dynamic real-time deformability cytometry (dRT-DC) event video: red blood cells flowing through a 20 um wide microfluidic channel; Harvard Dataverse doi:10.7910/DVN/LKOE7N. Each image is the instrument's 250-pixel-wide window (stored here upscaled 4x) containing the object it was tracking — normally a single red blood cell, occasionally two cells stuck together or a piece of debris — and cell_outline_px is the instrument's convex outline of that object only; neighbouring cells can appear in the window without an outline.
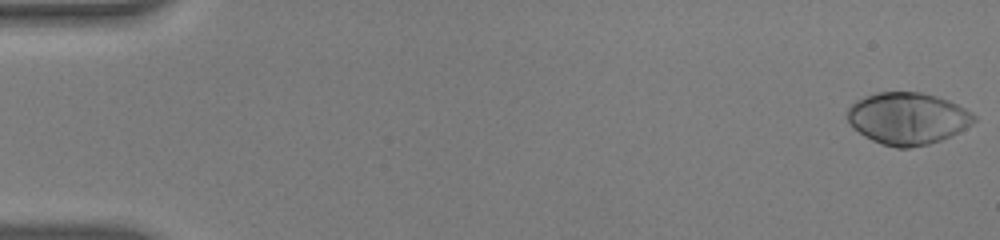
{"species": "human", "species_latin": "Homo sapiens", "temperature_condition": "warm", "stored_images_in_passage": 54, "camera_frame_rate_fps": 3000, "um_per_image_px": 0.085, "donor": {"sex": "male"}, "frame": {"image": 1, "passage_image": 1, "time_ms": 0.0, "image_size_px": [1000, 240], "cell_outline_px": [[976, 120], [972, 124], [952, 136], [928, 144], [908, 148], [896, 148], [872, 140], [864, 136], [852, 128], [848, 120], [848, 108], [856, 100], [876, 92], [920, 92], [936, 96], [948, 100], [972, 112], [976, 116]], "centroid_in_image_um": [77.15, 10.07], "position_along_channel_um": 7.9, "area_um2": 38.32}}
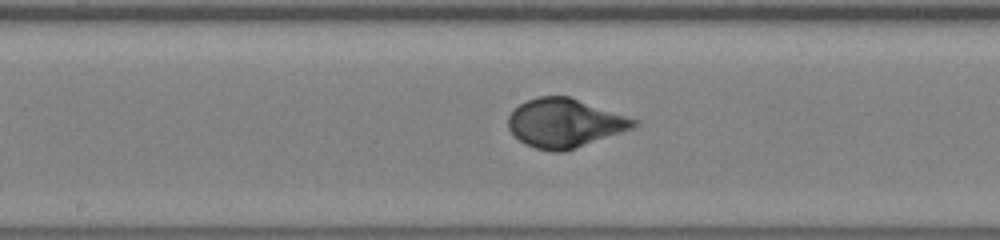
{"frame": {"image": 2, "passage_image": 29, "time_ms": 9.333, "image_size_px": [1000, 240], "cell_outline_px": [[640, 124], [632, 128], [564, 152], [552, 152], [536, 148], [524, 144], [508, 128], [508, 116], [520, 104], [528, 100], [540, 96], [568, 96], [640, 120]], "centroid_in_image_um": [48.01, 10.46], "position_along_channel_um": 200.2, "area_um2": 35.43}}
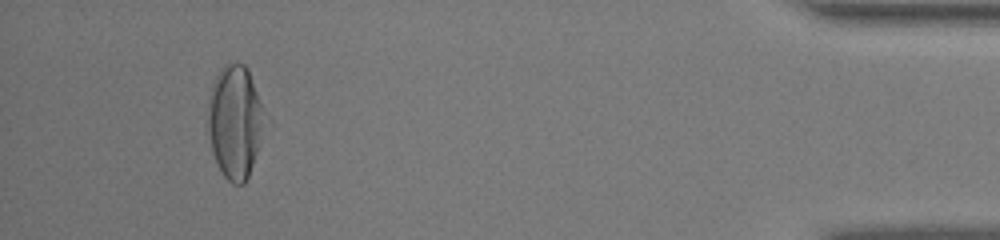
{"frame": {"image": 3, "passage_image": 51, "time_ms": 16.667, "image_size_px": [1000, 240], "cell_outline_px": [[272, 124], [248, 176], [244, 184], [232, 184], [224, 176], [212, 152], [208, 128], [208, 100], [212, 84], [216, 76], [224, 64], [244, 64], [248, 68], [272, 120]], "centroid_in_image_um": [20.11, 10.35], "position_along_channel_um": 415.1, "area_um2": 39.36}, "authors_computed_cell_mechanics": {"area_um2": 36.2695, "velocity_mm_per_s": 3.81, "shape_relaxation_time_tau1_ms": 3.0026, "shape_relaxation_time_tau2_ms": null, "deformation_change_tau1": 0.2078, "deformation_change_tau2": null}}